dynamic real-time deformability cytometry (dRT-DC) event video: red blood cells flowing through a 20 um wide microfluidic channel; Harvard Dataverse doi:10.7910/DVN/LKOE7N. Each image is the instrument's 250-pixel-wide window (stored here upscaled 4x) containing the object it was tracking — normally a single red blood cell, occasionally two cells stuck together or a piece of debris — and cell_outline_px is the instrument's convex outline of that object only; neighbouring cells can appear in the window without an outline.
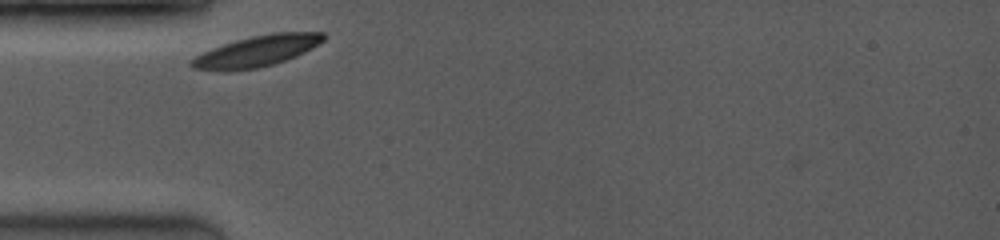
{"species": "common noctule bat (a hibernating species)", "species_latin": "Nyctalus noctula", "temperature_condition": "room temperature", "stored_images_in_passage": 20, "camera_frame_rate_fps": 3500, "um_per_image_px": 0.085, "animal": {"sex": "female", "body_mass_g": 19.0, "forearm_length_mm": 53.3}, "frame": {"image": 1, "passage_image": 1, "time_ms": 0.0, "image_size_px": [1000, 240], "cell_outline_px": [[324, 40], [312, 48], [296, 56], [260, 68], [228, 72], [220, 72], [192, 68], [188, 64], [196, 56], [212, 48], [236, 40], [252, 36], [272, 32], [324, 32]], "centroid_in_image_um": [21.79, 4.36], "position_along_channel_um": 63.2, "area_um2": 23.93}}
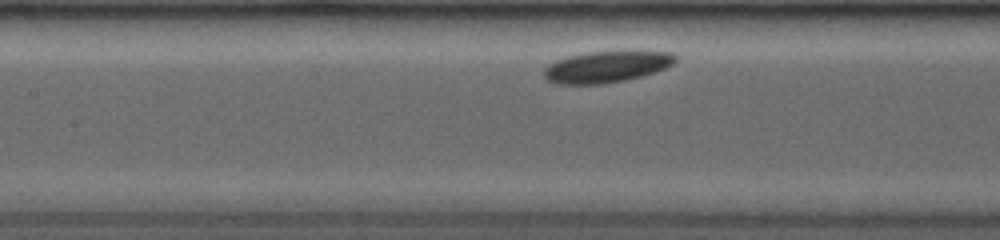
{"frame": {"image": 2, "passage_image": 8, "time_ms": 2.571, "image_size_px": [1000, 240], "cell_outline_px": [[676, 60], [672, 64], [656, 72], [624, 80], [600, 84], [560, 84], [548, 80], [544, 76], [544, 68], [548, 64], [556, 60], [568, 56], [588, 52], [620, 48], [672, 52], [676, 56]], "centroid_in_image_um": [51.61, 5.61], "position_along_channel_um": 155.8, "area_um2": 24.85}}
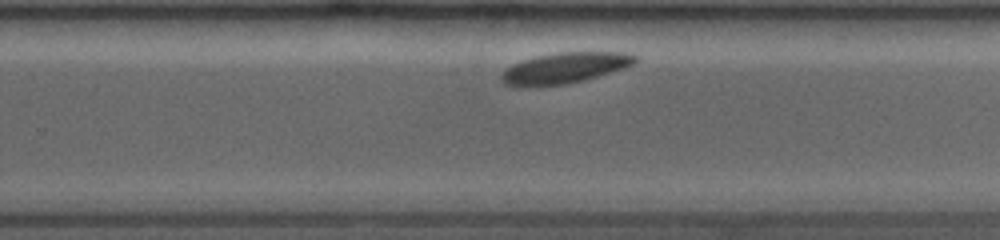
{"frame": {"image": 3, "passage_image": 18, "time_ms": 6.0, "image_size_px": [1000, 240], "cell_outline_px": [[636, 60], [632, 64], [624, 68], [584, 80], [564, 84], [504, 84], [500, 80], [500, 76], [512, 64], [536, 56], [560, 52], [628, 52], [636, 56]], "centroid_in_image_um": [48.07, 5.74], "position_along_channel_um": 281.7, "area_um2": 23.12}}